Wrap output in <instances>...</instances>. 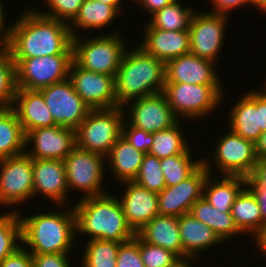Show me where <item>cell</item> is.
I'll return each instance as SVG.
<instances>
[{
	"mask_svg": "<svg viewBox=\"0 0 266 267\" xmlns=\"http://www.w3.org/2000/svg\"><path fill=\"white\" fill-rule=\"evenodd\" d=\"M0 205H19L33 198V159L25 152L0 160ZM18 203V204H17Z\"/></svg>",
	"mask_w": 266,
	"mask_h": 267,
	"instance_id": "cell-10",
	"label": "cell"
},
{
	"mask_svg": "<svg viewBox=\"0 0 266 267\" xmlns=\"http://www.w3.org/2000/svg\"><path fill=\"white\" fill-rule=\"evenodd\" d=\"M69 79L76 93L91 109L117 107L115 76L88 71L72 61Z\"/></svg>",
	"mask_w": 266,
	"mask_h": 267,
	"instance_id": "cell-15",
	"label": "cell"
},
{
	"mask_svg": "<svg viewBox=\"0 0 266 267\" xmlns=\"http://www.w3.org/2000/svg\"><path fill=\"white\" fill-rule=\"evenodd\" d=\"M222 85H197L165 83L162 93L178 118H203L220 105L224 90ZM223 92V93H222Z\"/></svg>",
	"mask_w": 266,
	"mask_h": 267,
	"instance_id": "cell-7",
	"label": "cell"
},
{
	"mask_svg": "<svg viewBox=\"0 0 266 267\" xmlns=\"http://www.w3.org/2000/svg\"><path fill=\"white\" fill-rule=\"evenodd\" d=\"M12 108L17 114L25 135L39 127L57 125L39 90L17 88Z\"/></svg>",
	"mask_w": 266,
	"mask_h": 267,
	"instance_id": "cell-23",
	"label": "cell"
},
{
	"mask_svg": "<svg viewBox=\"0 0 266 267\" xmlns=\"http://www.w3.org/2000/svg\"><path fill=\"white\" fill-rule=\"evenodd\" d=\"M191 148L185 153L160 159L166 186H174L191 176L202 164L201 160H192Z\"/></svg>",
	"mask_w": 266,
	"mask_h": 267,
	"instance_id": "cell-34",
	"label": "cell"
},
{
	"mask_svg": "<svg viewBox=\"0 0 266 267\" xmlns=\"http://www.w3.org/2000/svg\"><path fill=\"white\" fill-rule=\"evenodd\" d=\"M111 193L80 199L72 207L76 218V234L84 233L92 239L125 243L136 233L128 225L118 197Z\"/></svg>",
	"mask_w": 266,
	"mask_h": 267,
	"instance_id": "cell-2",
	"label": "cell"
},
{
	"mask_svg": "<svg viewBox=\"0 0 266 267\" xmlns=\"http://www.w3.org/2000/svg\"><path fill=\"white\" fill-rule=\"evenodd\" d=\"M133 101L130 112H124V119L133 127L154 133L172 128L180 121L162 92Z\"/></svg>",
	"mask_w": 266,
	"mask_h": 267,
	"instance_id": "cell-17",
	"label": "cell"
},
{
	"mask_svg": "<svg viewBox=\"0 0 266 267\" xmlns=\"http://www.w3.org/2000/svg\"><path fill=\"white\" fill-rule=\"evenodd\" d=\"M25 143L26 148L34 144L25 151L32 159L64 160L76 147L75 130L58 125L39 127L26 134Z\"/></svg>",
	"mask_w": 266,
	"mask_h": 267,
	"instance_id": "cell-18",
	"label": "cell"
},
{
	"mask_svg": "<svg viewBox=\"0 0 266 267\" xmlns=\"http://www.w3.org/2000/svg\"><path fill=\"white\" fill-rule=\"evenodd\" d=\"M211 3L213 4L214 7L212 10L210 11L212 13H219V14H223V15H227V13L233 9H237L240 8L239 6H245L247 4H251L250 0H210Z\"/></svg>",
	"mask_w": 266,
	"mask_h": 267,
	"instance_id": "cell-46",
	"label": "cell"
},
{
	"mask_svg": "<svg viewBox=\"0 0 266 267\" xmlns=\"http://www.w3.org/2000/svg\"><path fill=\"white\" fill-rule=\"evenodd\" d=\"M250 3L260 9L259 11L266 12V0H250Z\"/></svg>",
	"mask_w": 266,
	"mask_h": 267,
	"instance_id": "cell-53",
	"label": "cell"
},
{
	"mask_svg": "<svg viewBox=\"0 0 266 267\" xmlns=\"http://www.w3.org/2000/svg\"><path fill=\"white\" fill-rule=\"evenodd\" d=\"M33 177V196L42 194L60 207L67 203L64 160L33 159Z\"/></svg>",
	"mask_w": 266,
	"mask_h": 267,
	"instance_id": "cell-21",
	"label": "cell"
},
{
	"mask_svg": "<svg viewBox=\"0 0 266 267\" xmlns=\"http://www.w3.org/2000/svg\"><path fill=\"white\" fill-rule=\"evenodd\" d=\"M132 49L126 50L115 76L117 107L161 93L165 84V63L140 46Z\"/></svg>",
	"mask_w": 266,
	"mask_h": 267,
	"instance_id": "cell-3",
	"label": "cell"
},
{
	"mask_svg": "<svg viewBox=\"0 0 266 267\" xmlns=\"http://www.w3.org/2000/svg\"><path fill=\"white\" fill-rule=\"evenodd\" d=\"M18 212L14 209L0 215V262L21 247L22 227Z\"/></svg>",
	"mask_w": 266,
	"mask_h": 267,
	"instance_id": "cell-36",
	"label": "cell"
},
{
	"mask_svg": "<svg viewBox=\"0 0 266 267\" xmlns=\"http://www.w3.org/2000/svg\"><path fill=\"white\" fill-rule=\"evenodd\" d=\"M84 0H45L47 6L50 7L47 12H40L41 15L64 21L68 24L75 18L81 8Z\"/></svg>",
	"mask_w": 266,
	"mask_h": 267,
	"instance_id": "cell-40",
	"label": "cell"
},
{
	"mask_svg": "<svg viewBox=\"0 0 266 267\" xmlns=\"http://www.w3.org/2000/svg\"><path fill=\"white\" fill-rule=\"evenodd\" d=\"M246 187L255 196L261 211V235L266 230V186L258 184L251 176L246 177Z\"/></svg>",
	"mask_w": 266,
	"mask_h": 267,
	"instance_id": "cell-44",
	"label": "cell"
},
{
	"mask_svg": "<svg viewBox=\"0 0 266 267\" xmlns=\"http://www.w3.org/2000/svg\"><path fill=\"white\" fill-rule=\"evenodd\" d=\"M228 15L196 12L190 21V53L216 63L225 38Z\"/></svg>",
	"mask_w": 266,
	"mask_h": 267,
	"instance_id": "cell-13",
	"label": "cell"
},
{
	"mask_svg": "<svg viewBox=\"0 0 266 267\" xmlns=\"http://www.w3.org/2000/svg\"><path fill=\"white\" fill-rule=\"evenodd\" d=\"M256 245L258 246V252H262L263 256H266V230L264 233L255 241Z\"/></svg>",
	"mask_w": 266,
	"mask_h": 267,
	"instance_id": "cell-51",
	"label": "cell"
},
{
	"mask_svg": "<svg viewBox=\"0 0 266 267\" xmlns=\"http://www.w3.org/2000/svg\"><path fill=\"white\" fill-rule=\"evenodd\" d=\"M176 0H138L144 10H147L150 15H153L156 11L163 9L165 6L173 3Z\"/></svg>",
	"mask_w": 266,
	"mask_h": 267,
	"instance_id": "cell-47",
	"label": "cell"
},
{
	"mask_svg": "<svg viewBox=\"0 0 266 267\" xmlns=\"http://www.w3.org/2000/svg\"><path fill=\"white\" fill-rule=\"evenodd\" d=\"M210 176L208 174L204 182L203 197L219 212L231 213L236 197L246 187V178L222 175L223 178L216 181Z\"/></svg>",
	"mask_w": 266,
	"mask_h": 267,
	"instance_id": "cell-26",
	"label": "cell"
},
{
	"mask_svg": "<svg viewBox=\"0 0 266 267\" xmlns=\"http://www.w3.org/2000/svg\"><path fill=\"white\" fill-rule=\"evenodd\" d=\"M251 177L260 185L266 186V159H259Z\"/></svg>",
	"mask_w": 266,
	"mask_h": 267,
	"instance_id": "cell-48",
	"label": "cell"
},
{
	"mask_svg": "<svg viewBox=\"0 0 266 267\" xmlns=\"http://www.w3.org/2000/svg\"><path fill=\"white\" fill-rule=\"evenodd\" d=\"M255 152L258 159H266V131L255 142Z\"/></svg>",
	"mask_w": 266,
	"mask_h": 267,
	"instance_id": "cell-50",
	"label": "cell"
},
{
	"mask_svg": "<svg viewBox=\"0 0 266 267\" xmlns=\"http://www.w3.org/2000/svg\"><path fill=\"white\" fill-rule=\"evenodd\" d=\"M26 135L12 107L0 108V160L26 151Z\"/></svg>",
	"mask_w": 266,
	"mask_h": 267,
	"instance_id": "cell-28",
	"label": "cell"
},
{
	"mask_svg": "<svg viewBox=\"0 0 266 267\" xmlns=\"http://www.w3.org/2000/svg\"><path fill=\"white\" fill-rule=\"evenodd\" d=\"M15 62L5 44H0V108L12 107L16 95Z\"/></svg>",
	"mask_w": 266,
	"mask_h": 267,
	"instance_id": "cell-37",
	"label": "cell"
},
{
	"mask_svg": "<svg viewBox=\"0 0 266 267\" xmlns=\"http://www.w3.org/2000/svg\"><path fill=\"white\" fill-rule=\"evenodd\" d=\"M210 165V161L204 159L191 176L177 185L166 186L158 193L159 214L180 217L189 213L191 206L203 196L204 182L208 174L212 173Z\"/></svg>",
	"mask_w": 266,
	"mask_h": 267,
	"instance_id": "cell-14",
	"label": "cell"
},
{
	"mask_svg": "<svg viewBox=\"0 0 266 267\" xmlns=\"http://www.w3.org/2000/svg\"><path fill=\"white\" fill-rule=\"evenodd\" d=\"M134 182L149 191L160 193L166 187L160 159L146 153Z\"/></svg>",
	"mask_w": 266,
	"mask_h": 267,
	"instance_id": "cell-38",
	"label": "cell"
},
{
	"mask_svg": "<svg viewBox=\"0 0 266 267\" xmlns=\"http://www.w3.org/2000/svg\"><path fill=\"white\" fill-rule=\"evenodd\" d=\"M116 267H145L140 254L137 233L132 240L119 246Z\"/></svg>",
	"mask_w": 266,
	"mask_h": 267,
	"instance_id": "cell-41",
	"label": "cell"
},
{
	"mask_svg": "<svg viewBox=\"0 0 266 267\" xmlns=\"http://www.w3.org/2000/svg\"><path fill=\"white\" fill-rule=\"evenodd\" d=\"M119 36L117 29L88 40L79 35L72 37L73 61L88 71L116 76L127 49L124 38Z\"/></svg>",
	"mask_w": 266,
	"mask_h": 267,
	"instance_id": "cell-5",
	"label": "cell"
},
{
	"mask_svg": "<svg viewBox=\"0 0 266 267\" xmlns=\"http://www.w3.org/2000/svg\"><path fill=\"white\" fill-rule=\"evenodd\" d=\"M213 65L212 60L183 54L165 63V83L222 85Z\"/></svg>",
	"mask_w": 266,
	"mask_h": 267,
	"instance_id": "cell-19",
	"label": "cell"
},
{
	"mask_svg": "<svg viewBox=\"0 0 266 267\" xmlns=\"http://www.w3.org/2000/svg\"><path fill=\"white\" fill-rule=\"evenodd\" d=\"M238 229L243 233H249L255 237V241L261 236V211L255 196L245 187L236 197L231 208Z\"/></svg>",
	"mask_w": 266,
	"mask_h": 267,
	"instance_id": "cell-30",
	"label": "cell"
},
{
	"mask_svg": "<svg viewBox=\"0 0 266 267\" xmlns=\"http://www.w3.org/2000/svg\"><path fill=\"white\" fill-rule=\"evenodd\" d=\"M55 123L76 129L87 117L91 108L76 93L69 78L39 90Z\"/></svg>",
	"mask_w": 266,
	"mask_h": 267,
	"instance_id": "cell-12",
	"label": "cell"
},
{
	"mask_svg": "<svg viewBox=\"0 0 266 267\" xmlns=\"http://www.w3.org/2000/svg\"><path fill=\"white\" fill-rule=\"evenodd\" d=\"M264 89H250L235 103L228 116L231 131L253 143L266 131V87Z\"/></svg>",
	"mask_w": 266,
	"mask_h": 267,
	"instance_id": "cell-16",
	"label": "cell"
},
{
	"mask_svg": "<svg viewBox=\"0 0 266 267\" xmlns=\"http://www.w3.org/2000/svg\"><path fill=\"white\" fill-rule=\"evenodd\" d=\"M22 242L31 254H70L75 243L74 209L21 217ZM71 250V251H70Z\"/></svg>",
	"mask_w": 266,
	"mask_h": 267,
	"instance_id": "cell-4",
	"label": "cell"
},
{
	"mask_svg": "<svg viewBox=\"0 0 266 267\" xmlns=\"http://www.w3.org/2000/svg\"><path fill=\"white\" fill-rule=\"evenodd\" d=\"M122 136L137 150L148 153L152 146L153 133L131 126L126 119L122 124Z\"/></svg>",
	"mask_w": 266,
	"mask_h": 267,
	"instance_id": "cell-42",
	"label": "cell"
},
{
	"mask_svg": "<svg viewBox=\"0 0 266 267\" xmlns=\"http://www.w3.org/2000/svg\"><path fill=\"white\" fill-rule=\"evenodd\" d=\"M178 122L172 128L153 133L152 146L148 154L158 159L183 154L189 149V144L182 133Z\"/></svg>",
	"mask_w": 266,
	"mask_h": 267,
	"instance_id": "cell-33",
	"label": "cell"
},
{
	"mask_svg": "<svg viewBox=\"0 0 266 267\" xmlns=\"http://www.w3.org/2000/svg\"><path fill=\"white\" fill-rule=\"evenodd\" d=\"M12 59L15 62L16 87L40 90L69 78L73 55Z\"/></svg>",
	"mask_w": 266,
	"mask_h": 267,
	"instance_id": "cell-8",
	"label": "cell"
},
{
	"mask_svg": "<svg viewBox=\"0 0 266 267\" xmlns=\"http://www.w3.org/2000/svg\"><path fill=\"white\" fill-rule=\"evenodd\" d=\"M125 185L124 194L120 199L123 213L128 225L135 233H138L158 211V193L138 185L134 181L122 182Z\"/></svg>",
	"mask_w": 266,
	"mask_h": 267,
	"instance_id": "cell-20",
	"label": "cell"
},
{
	"mask_svg": "<svg viewBox=\"0 0 266 267\" xmlns=\"http://www.w3.org/2000/svg\"><path fill=\"white\" fill-rule=\"evenodd\" d=\"M122 243L101 239L88 241L83 252L82 267H116L118 249Z\"/></svg>",
	"mask_w": 266,
	"mask_h": 267,
	"instance_id": "cell-35",
	"label": "cell"
},
{
	"mask_svg": "<svg viewBox=\"0 0 266 267\" xmlns=\"http://www.w3.org/2000/svg\"><path fill=\"white\" fill-rule=\"evenodd\" d=\"M104 159L102 155L75 147L64 159L68 190L85 192L81 199L107 193L102 186L106 172Z\"/></svg>",
	"mask_w": 266,
	"mask_h": 267,
	"instance_id": "cell-9",
	"label": "cell"
},
{
	"mask_svg": "<svg viewBox=\"0 0 266 267\" xmlns=\"http://www.w3.org/2000/svg\"><path fill=\"white\" fill-rule=\"evenodd\" d=\"M146 153L135 149L122 135L112 146L106 161L120 183L134 181Z\"/></svg>",
	"mask_w": 266,
	"mask_h": 267,
	"instance_id": "cell-27",
	"label": "cell"
},
{
	"mask_svg": "<svg viewBox=\"0 0 266 267\" xmlns=\"http://www.w3.org/2000/svg\"><path fill=\"white\" fill-rule=\"evenodd\" d=\"M145 26V37L139 46L148 54L166 63L190 52L189 30L167 31L153 28L149 23Z\"/></svg>",
	"mask_w": 266,
	"mask_h": 267,
	"instance_id": "cell-22",
	"label": "cell"
},
{
	"mask_svg": "<svg viewBox=\"0 0 266 267\" xmlns=\"http://www.w3.org/2000/svg\"><path fill=\"white\" fill-rule=\"evenodd\" d=\"M118 14L119 12L112 5L97 0H84L78 14L70 22L71 24H68L70 34L72 37L79 35L77 33L78 27L79 29H92L93 31L94 28L99 29L110 26V22L112 23V20H114Z\"/></svg>",
	"mask_w": 266,
	"mask_h": 267,
	"instance_id": "cell-31",
	"label": "cell"
},
{
	"mask_svg": "<svg viewBox=\"0 0 266 267\" xmlns=\"http://www.w3.org/2000/svg\"><path fill=\"white\" fill-rule=\"evenodd\" d=\"M183 258H195L202 251L223 242L217 234L190 213L178 217Z\"/></svg>",
	"mask_w": 266,
	"mask_h": 267,
	"instance_id": "cell-24",
	"label": "cell"
},
{
	"mask_svg": "<svg viewBox=\"0 0 266 267\" xmlns=\"http://www.w3.org/2000/svg\"><path fill=\"white\" fill-rule=\"evenodd\" d=\"M13 24L6 42L12 58L73 55L68 23L25 9ZM16 22V23H15Z\"/></svg>",
	"mask_w": 266,
	"mask_h": 267,
	"instance_id": "cell-1",
	"label": "cell"
},
{
	"mask_svg": "<svg viewBox=\"0 0 266 267\" xmlns=\"http://www.w3.org/2000/svg\"><path fill=\"white\" fill-rule=\"evenodd\" d=\"M189 213L211 228L222 241L227 242L242 233L231 213L219 212L203 196L191 206Z\"/></svg>",
	"mask_w": 266,
	"mask_h": 267,
	"instance_id": "cell-29",
	"label": "cell"
},
{
	"mask_svg": "<svg viewBox=\"0 0 266 267\" xmlns=\"http://www.w3.org/2000/svg\"><path fill=\"white\" fill-rule=\"evenodd\" d=\"M213 154L215 166L221 174L227 176L249 177L259 160L255 152V143L244 139L233 131L222 135Z\"/></svg>",
	"mask_w": 266,
	"mask_h": 267,
	"instance_id": "cell-11",
	"label": "cell"
},
{
	"mask_svg": "<svg viewBox=\"0 0 266 267\" xmlns=\"http://www.w3.org/2000/svg\"><path fill=\"white\" fill-rule=\"evenodd\" d=\"M97 1L112 5L118 12H121V7L123 6L122 0H97Z\"/></svg>",
	"mask_w": 266,
	"mask_h": 267,
	"instance_id": "cell-52",
	"label": "cell"
},
{
	"mask_svg": "<svg viewBox=\"0 0 266 267\" xmlns=\"http://www.w3.org/2000/svg\"><path fill=\"white\" fill-rule=\"evenodd\" d=\"M191 259V260H190ZM195 258H182L179 259L172 267H192L188 261H192Z\"/></svg>",
	"mask_w": 266,
	"mask_h": 267,
	"instance_id": "cell-54",
	"label": "cell"
},
{
	"mask_svg": "<svg viewBox=\"0 0 266 267\" xmlns=\"http://www.w3.org/2000/svg\"><path fill=\"white\" fill-rule=\"evenodd\" d=\"M145 242L174 252L183 258L178 217L156 215L137 233Z\"/></svg>",
	"mask_w": 266,
	"mask_h": 267,
	"instance_id": "cell-25",
	"label": "cell"
},
{
	"mask_svg": "<svg viewBox=\"0 0 266 267\" xmlns=\"http://www.w3.org/2000/svg\"><path fill=\"white\" fill-rule=\"evenodd\" d=\"M1 2L2 1L0 0V44H6L10 36L11 25L9 26V28L5 26V11L3 10L4 8Z\"/></svg>",
	"mask_w": 266,
	"mask_h": 267,
	"instance_id": "cell-49",
	"label": "cell"
},
{
	"mask_svg": "<svg viewBox=\"0 0 266 267\" xmlns=\"http://www.w3.org/2000/svg\"><path fill=\"white\" fill-rule=\"evenodd\" d=\"M70 254H32L33 267H70Z\"/></svg>",
	"mask_w": 266,
	"mask_h": 267,
	"instance_id": "cell-43",
	"label": "cell"
},
{
	"mask_svg": "<svg viewBox=\"0 0 266 267\" xmlns=\"http://www.w3.org/2000/svg\"><path fill=\"white\" fill-rule=\"evenodd\" d=\"M122 1H125V0H122ZM133 2H135V3H137L138 2V0H132Z\"/></svg>",
	"mask_w": 266,
	"mask_h": 267,
	"instance_id": "cell-55",
	"label": "cell"
},
{
	"mask_svg": "<svg viewBox=\"0 0 266 267\" xmlns=\"http://www.w3.org/2000/svg\"><path fill=\"white\" fill-rule=\"evenodd\" d=\"M139 248L145 267H172L180 259L174 252L145 242L140 236Z\"/></svg>",
	"mask_w": 266,
	"mask_h": 267,
	"instance_id": "cell-39",
	"label": "cell"
},
{
	"mask_svg": "<svg viewBox=\"0 0 266 267\" xmlns=\"http://www.w3.org/2000/svg\"><path fill=\"white\" fill-rule=\"evenodd\" d=\"M0 267H33L32 254L21 246L0 262Z\"/></svg>",
	"mask_w": 266,
	"mask_h": 267,
	"instance_id": "cell-45",
	"label": "cell"
},
{
	"mask_svg": "<svg viewBox=\"0 0 266 267\" xmlns=\"http://www.w3.org/2000/svg\"><path fill=\"white\" fill-rule=\"evenodd\" d=\"M193 7H183L178 0L156 11L148 22L153 28L167 31L189 30Z\"/></svg>",
	"mask_w": 266,
	"mask_h": 267,
	"instance_id": "cell-32",
	"label": "cell"
},
{
	"mask_svg": "<svg viewBox=\"0 0 266 267\" xmlns=\"http://www.w3.org/2000/svg\"><path fill=\"white\" fill-rule=\"evenodd\" d=\"M124 109H91L87 117L75 129L76 147L108 156L112 146L122 135Z\"/></svg>",
	"mask_w": 266,
	"mask_h": 267,
	"instance_id": "cell-6",
	"label": "cell"
}]
</instances>
